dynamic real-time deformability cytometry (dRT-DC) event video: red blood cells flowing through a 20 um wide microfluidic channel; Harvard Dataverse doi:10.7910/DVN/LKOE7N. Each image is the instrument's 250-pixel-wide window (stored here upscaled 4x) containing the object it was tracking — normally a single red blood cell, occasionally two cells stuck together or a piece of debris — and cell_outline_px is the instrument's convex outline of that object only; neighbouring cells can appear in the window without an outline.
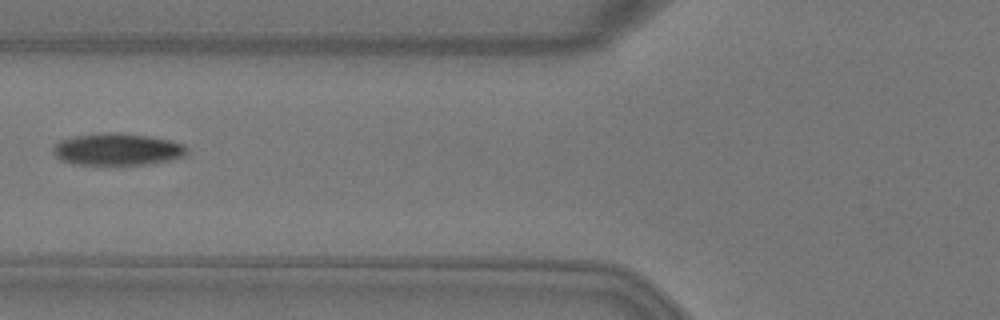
{"species": "Egyptian fruit bat (a non-hibernating species)", "species_latin": "Rousettus aegyptiacus", "temperature_condition": "warm", "stored_images_in_passage": 2, "camera_frame_rate_fps": 3000, "um_per_image_px": 0.085, "animal": {"sex": "female"}, "frame": {"image": 1, "passage_image": 2, "time_ms": 0.333, "image_size_px": [1000, 320], "cell_outline_px": [[188, 152], [184, 156], [172, 160], [148, 164], [72, 164], [56, 156], [52, 152], [52, 148], [60, 140], [76, 136], [96, 132], [120, 132], [148, 136], [172, 140], [184, 144], [188, 148]], "centroid_in_image_um": [10.02, 12.68], "position_along_channel_um": 115.8, "area_um2": 25.14}}